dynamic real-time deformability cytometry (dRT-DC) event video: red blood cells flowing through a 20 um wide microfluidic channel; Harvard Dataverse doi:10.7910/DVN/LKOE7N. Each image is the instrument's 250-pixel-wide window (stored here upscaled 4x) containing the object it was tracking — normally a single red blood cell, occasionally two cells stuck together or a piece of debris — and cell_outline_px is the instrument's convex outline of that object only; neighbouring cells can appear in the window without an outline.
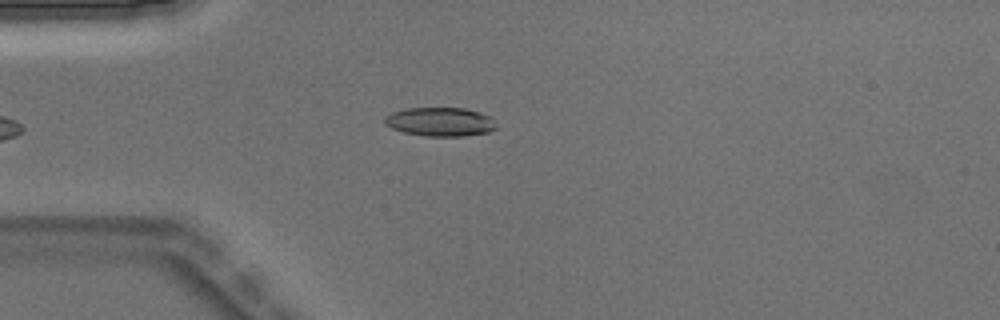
{"species": "Egyptian fruit bat (a non-hibernating species)", "species_latin": "Rousettus aegyptiacus", "temperature_condition": "warm", "stored_images_in_passage": 4, "camera_frame_rate_fps": 3000, "um_per_image_px": 0.085, "animal": {"sex": "male"}, "frame": {"image": 1, "passage_image": 4, "time_ms": 1.0, "image_size_px": [1000, 320], "cell_outline_px": [[496, 128], [488, 132], [460, 136], [424, 136], [404, 132], [392, 128], [384, 124], [384, 116], [392, 112], [404, 108], [464, 108], [480, 112], [488, 116], [492, 120]], "centroid_in_image_um": [37.35, 10.35], "position_along_channel_um": 47.6, "area_um2": 18.67}}